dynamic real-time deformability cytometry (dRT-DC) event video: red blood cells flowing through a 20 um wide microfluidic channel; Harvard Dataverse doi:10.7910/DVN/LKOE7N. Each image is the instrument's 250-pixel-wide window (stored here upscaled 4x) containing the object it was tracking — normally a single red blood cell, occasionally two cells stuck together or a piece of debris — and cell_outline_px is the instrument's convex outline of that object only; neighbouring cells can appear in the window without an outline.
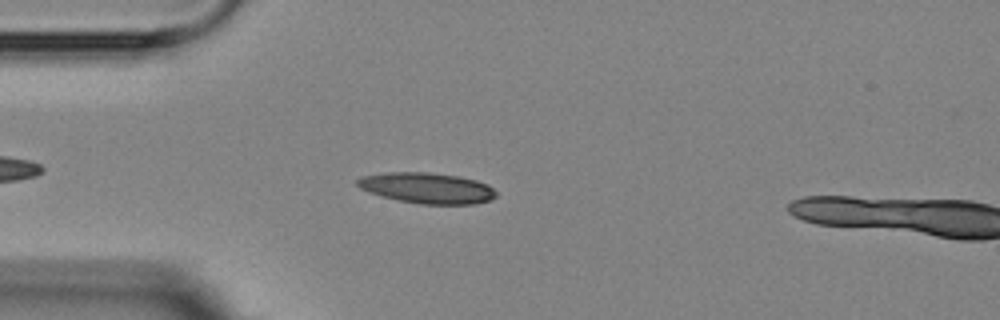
{"species": "Egyptian fruit bat (a non-hibernating species)", "species_latin": "Rousettus aegyptiacus", "temperature_condition": "room temperature", "stored_images_in_passage": 5, "camera_frame_rate_fps": 3000, "um_per_image_px": 0.085, "animal": {"sex": "female"}, "frame": {"image": 1, "passage_image": 3, "time_ms": 2.333, "image_size_px": [1000, 320], "cell_outline_px": [[496, 196], [488, 200], [472, 204], [420, 204], [400, 200], [368, 192], [360, 188], [356, 184], [356, 180], [360, 176], [384, 172], [428, 172], [460, 176], [476, 180], [488, 184], [496, 192]], "centroid_in_image_um": [36.27, 15.96], "position_along_channel_um": 48.7, "area_um2": 24.85}}